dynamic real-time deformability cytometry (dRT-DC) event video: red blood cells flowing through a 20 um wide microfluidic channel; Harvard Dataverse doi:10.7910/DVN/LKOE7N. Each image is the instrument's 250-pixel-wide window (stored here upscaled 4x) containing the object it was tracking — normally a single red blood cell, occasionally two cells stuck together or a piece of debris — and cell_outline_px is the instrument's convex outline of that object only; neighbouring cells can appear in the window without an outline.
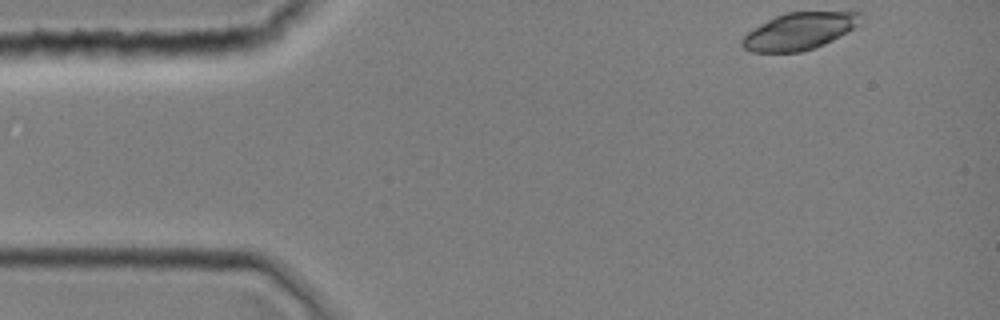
{"species": "common noctule bat (a hibernating species)", "species_latin": "Nyctalus noctula", "temperature_condition": "room temperature", "stored_images_in_passage": 8, "camera_frame_rate_fps": 3000, "um_per_image_px": 0.085, "animal": {"sex": "female", "body_mass_g": 19.0, "forearm_length_mm": 51.5}, "frame": {"image": 1, "passage_image": 1, "time_ms": 0.0, "image_size_px": [1000, 320], "cell_outline_px": [[864, 16], [860, 24], [832, 40], [824, 44], [800, 52], [752, 52], [744, 48], [740, 44], [740, 40], [748, 32], [768, 20], [776, 16], [788, 12], [864, 12]], "centroid_in_image_um": [67.96, 2.65], "position_along_channel_um": 17.0, "area_um2": 25.37}}
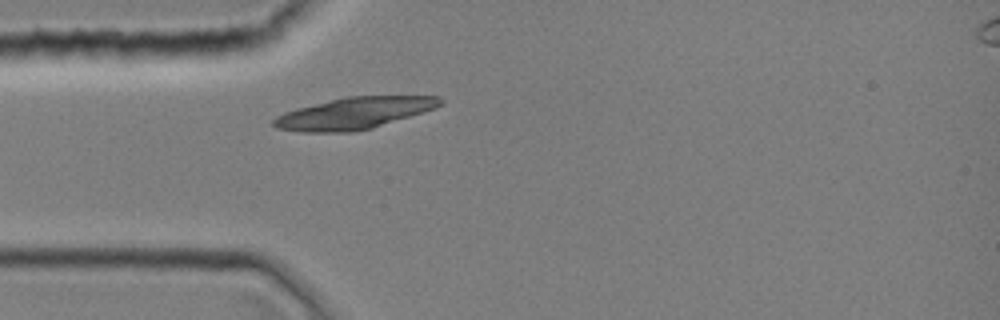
{"frame": {"image": 2, "passage_image": 8, "time_ms": 2.333, "image_size_px": [1000, 320], "cell_outline_px": [[444, 100], [436, 108], [372, 128], [352, 132], [300, 132], [276, 128], [272, 124], [272, 120], [276, 116], [284, 112], [296, 108], [344, 96], [440, 96]], "centroid_in_image_um": [30.06, 9.62], "position_along_channel_um": 54.9, "area_um2": 30.81}}